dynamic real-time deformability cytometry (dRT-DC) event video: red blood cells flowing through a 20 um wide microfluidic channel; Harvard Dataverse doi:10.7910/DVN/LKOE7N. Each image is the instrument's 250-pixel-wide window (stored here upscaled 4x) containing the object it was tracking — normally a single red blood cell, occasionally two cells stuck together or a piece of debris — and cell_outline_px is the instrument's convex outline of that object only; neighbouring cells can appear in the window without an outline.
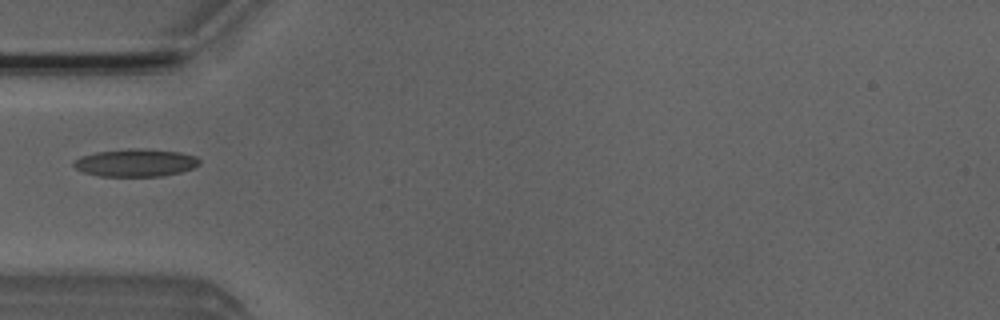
{"species": "Egyptian fruit bat (a non-hibernating species)", "species_latin": "Rousettus aegyptiacus", "temperature_condition": "room temperature", "stored_images_in_passage": 2, "camera_frame_rate_fps": 3000, "um_per_image_px": 0.085, "animal": {"sex": "male"}, "frame": {"image": 1, "passage_image": 1, "time_ms": 0.0, "image_size_px": [1000, 320], "cell_outline_px": [[200, 164], [192, 168], [180, 172], [160, 176], [100, 176], [84, 172], [76, 168], [72, 164], [72, 160], [80, 156], [96, 152], [128, 148], [144, 148], [180, 152], [196, 156], [200, 160]], "centroid_in_image_um": [11.51, 13.82], "position_along_channel_um": 73.5, "area_um2": 20.4}}